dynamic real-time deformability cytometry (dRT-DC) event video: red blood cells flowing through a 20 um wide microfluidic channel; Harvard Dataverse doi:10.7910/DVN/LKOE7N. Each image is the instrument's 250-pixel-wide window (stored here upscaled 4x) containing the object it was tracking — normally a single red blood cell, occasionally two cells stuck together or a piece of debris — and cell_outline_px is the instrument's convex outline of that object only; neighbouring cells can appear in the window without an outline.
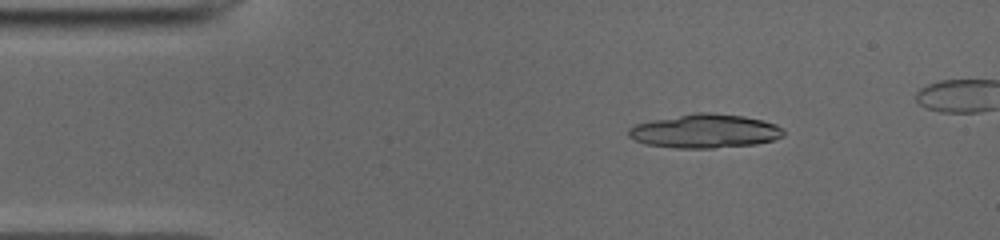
{"species": "common noctule bat (a hibernating species)", "species_latin": "Nyctalus noctula", "temperature_condition": "cold", "stored_images_in_passage": 46, "camera_frame_rate_fps": 3000, "um_per_image_px": 0.085, "animal": {"sex": "male", "body_mass_g": 19.0, "forearm_length_mm": 50.8}, "frame": {"image": 1, "passage_image": 7, "time_ms": 2.0, "image_size_px": [1000, 240], "cell_outline_px": [[784, 136], [776, 140], [756, 144], [712, 148], [676, 148], [644, 144], [628, 136], [628, 128], [636, 124], [652, 120], [696, 112], [708, 112], [744, 116], [764, 120], [776, 124], [784, 128]], "centroid_in_image_um": [59.96, 11.14], "position_along_channel_um": 25.0, "area_um2": 30.81}, "authors_computed_cell_mechanics": {"area_um2": 18.4093, "velocity_mm_per_s": 3.9642, "shape_relaxation_time_tau1_ms": null, "shape_relaxation_time_tau2_ms": 4.1499, "deformation_change_tau1": null, "deformation_change_tau2": 0.1038}}